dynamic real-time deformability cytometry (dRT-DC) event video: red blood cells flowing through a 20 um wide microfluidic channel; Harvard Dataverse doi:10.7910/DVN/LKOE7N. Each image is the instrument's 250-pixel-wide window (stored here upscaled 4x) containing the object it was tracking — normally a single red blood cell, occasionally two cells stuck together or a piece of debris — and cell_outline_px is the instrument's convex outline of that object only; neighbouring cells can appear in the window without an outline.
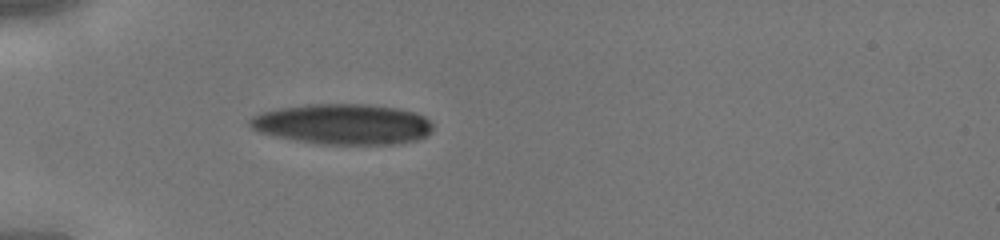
{"species": "human", "species_latin": "Homo sapiens", "temperature_condition": "cold", "stored_images_in_passage": 31, "camera_frame_rate_fps": 3000, "um_per_image_px": 0.085, "donor": {"sex": "male"}, "frame": {"image": 1, "passage_image": 1, "time_ms": 0.0, "image_size_px": [1000, 240], "cell_outline_px": [[432, 132], [428, 136], [416, 140], [396, 144], [320, 144], [272, 136], [248, 128], [248, 120], [252, 116], [264, 112], [280, 108], [304, 104], [368, 104], [400, 108], [416, 112], [424, 116], [432, 124]], "centroid_in_image_um": [29.15, 10.55], "position_along_channel_um": 55.9, "area_um2": 43.64}}
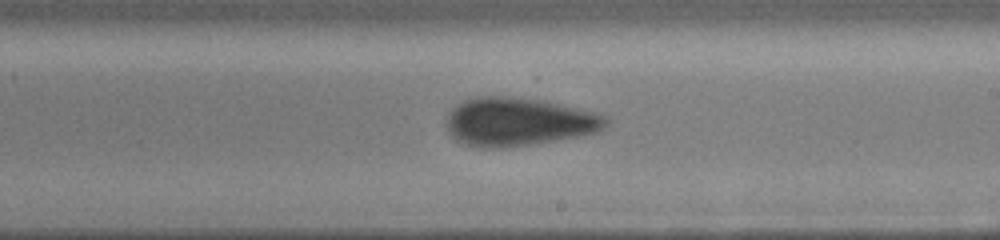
{"frame": {"image": 2, "passage_image": 14, "time_ms": 4.333, "image_size_px": [1000, 240], "cell_outline_px": [[608, 124], [600, 132], [580, 136], [504, 148], [484, 148], [468, 144], [456, 140], [448, 132], [448, 112], [456, 104], [464, 100], [476, 96], [512, 96], [544, 100], [608, 116]], "centroid_in_image_um": [44.08, 10.34], "position_along_channel_um": 244.9, "area_um2": 44.97}}
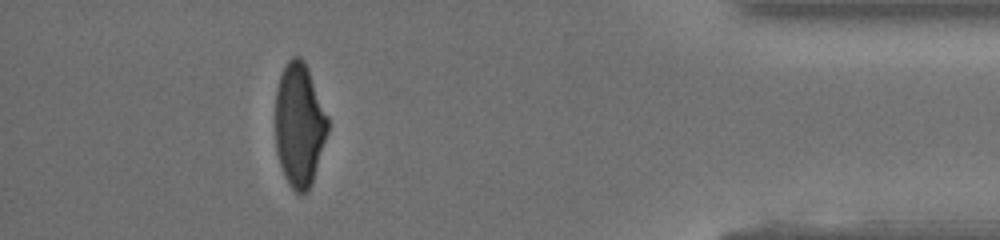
{"frame": {"image": 3, "passage_image": 27, "time_ms": 8.667, "image_size_px": [1000, 240], "cell_outline_px": [[328, 132], [312, 184], [308, 192], [296, 192], [288, 184], [284, 176], [276, 152], [276, 88], [280, 76], [288, 60], [292, 56], [300, 56], [304, 60], [308, 68], [328, 116]], "centroid_in_image_um": [25.45, 10.62], "position_along_channel_um": 409.8, "area_um2": 37.86}}